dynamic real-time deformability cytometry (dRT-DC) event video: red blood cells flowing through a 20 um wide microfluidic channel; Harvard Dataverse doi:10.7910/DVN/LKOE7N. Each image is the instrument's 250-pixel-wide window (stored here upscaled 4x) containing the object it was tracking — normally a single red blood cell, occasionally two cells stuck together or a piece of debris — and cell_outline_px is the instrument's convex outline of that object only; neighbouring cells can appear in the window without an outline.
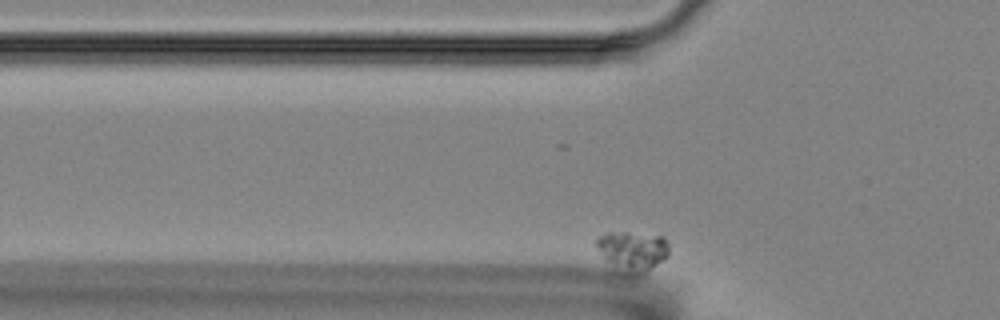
{"species": "Egyptian fruit bat (a non-hibernating species)", "species_latin": "Rousettus aegyptiacus", "temperature_condition": "room temperature", "stored_images_in_passage": 6, "camera_frame_rate_fps": 3000, "um_per_image_px": 0.085, "animal": {"sex": "female"}, "frame": {"image": 1, "passage_image": 6, "time_ms": 6.667, "image_size_px": [1000, 320], "cell_outline_px": [[668, 256], [644, 276], [624, 276], [604, 256], [596, 244], [596, 236], [608, 232], [628, 232], [664, 236], [668, 240]], "centroid_in_image_um": [53.82, 21.37], "position_along_channel_um": 72.0, "area_um2": 17.34}}